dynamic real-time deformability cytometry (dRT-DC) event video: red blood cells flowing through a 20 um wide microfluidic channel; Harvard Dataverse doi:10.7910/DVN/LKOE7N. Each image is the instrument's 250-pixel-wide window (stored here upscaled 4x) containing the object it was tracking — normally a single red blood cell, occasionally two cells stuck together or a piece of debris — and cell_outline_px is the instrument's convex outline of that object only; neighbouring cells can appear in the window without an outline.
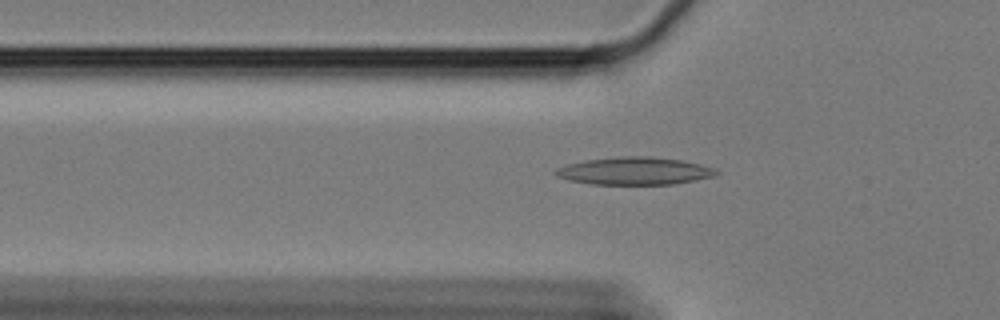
{"species": "Egyptian fruit bat (a non-hibernating species)", "species_latin": "Rousettus aegyptiacus", "temperature_condition": "cold", "stored_images_in_passage": 44, "camera_frame_rate_fps": 3000, "um_per_image_px": 0.085, "animal": {"sex": "female"}, "frame": {"image": 1, "passage_image": 4, "time_ms": 1.0, "image_size_px": [1000, 320], "cell_outline_px": [[720, 172], [712, 176], [672, 184], [592, 184], [568, 180], [556, 176], [552, 172], [556, 168], [568, 164], [584, 160], [624, 156], [652, 156], [680, 160], [700, 164], [716, 168]], "centroid_in_image_um": [53.89, 14.52], "position_along_channel_um": 71.9, "area_um2": 25.72}}
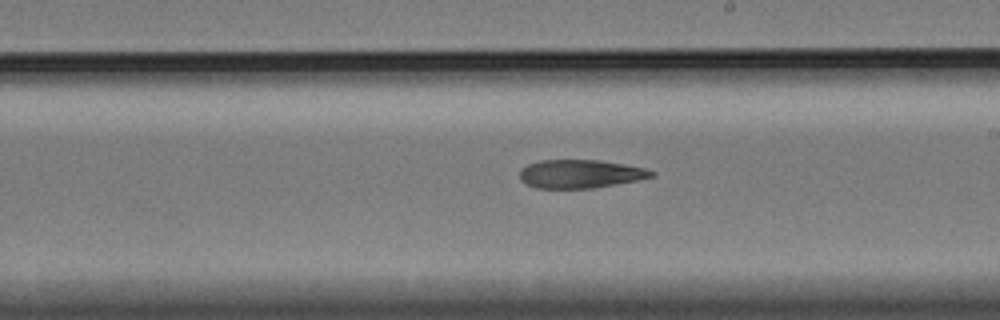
{"frame": {"image": 2, "passage_image": 19, "time_ms": 6.0, "image_size_px": [1000, 320], "cell_outline_px": [[656, 176], [616, 184], [592, 188], [536, 188], [520, 180], [520, 168], [528, 164], [540, 160], [600, 160], [624, 164], [644, 168], [656, 172]], "centroid_in_image_um": [49.32, 14.77], "position_along_channel_um": 239.7, "area_um2": 21.79}}
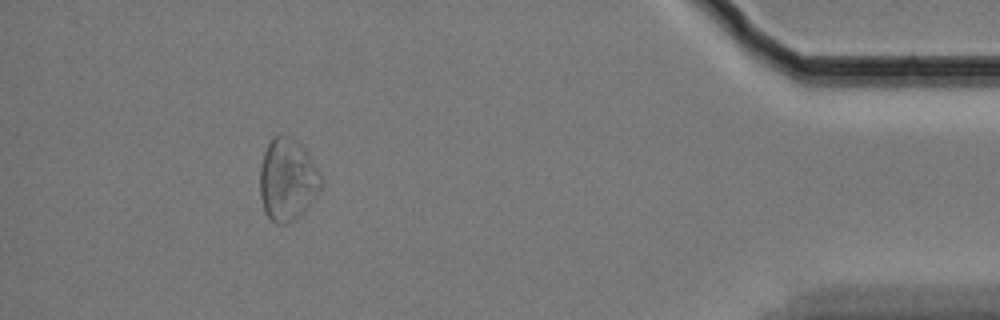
{"frame": {"image": 3, "passage_image": 39, "time_ms": 12.667, "image_size_px": [1000, 320], "cell_outline_px": [[324, 184], [316, 196], [304, 212], [296, 220], [284, 224], [276, 224], [264, 212], [260, 196], [260, 168], [264, 152], [272, 136], [288, 136], [300, 140], [320, 168], [324, 176]], "centroid_in_image_um": [24.5, 15.25], "position_along_channel_um": 410.7, "area_um2": 30.29}}